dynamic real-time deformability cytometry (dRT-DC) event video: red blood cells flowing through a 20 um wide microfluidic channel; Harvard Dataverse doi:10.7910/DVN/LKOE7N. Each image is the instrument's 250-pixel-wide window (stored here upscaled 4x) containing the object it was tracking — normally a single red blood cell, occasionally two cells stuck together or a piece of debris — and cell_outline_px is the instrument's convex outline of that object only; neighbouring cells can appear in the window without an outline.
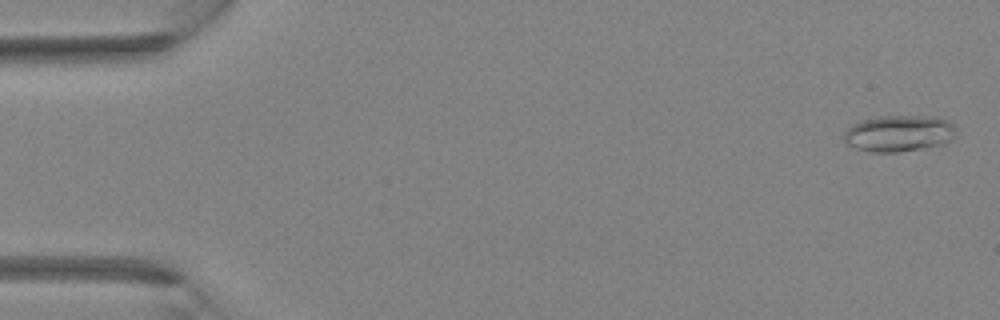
{"species": "Egyptian fruit bat (a non-hibernating species)", "species_latin": "Rousettus aegyptiacus", "temperature_condition": "room temperature", "stored_images_in_passage": 39, "camera_frame_rate_fps": 3000, "um_per_image_px": 0.085, "animal": {"sex": "female"}, "frame": {"image": 1, "passage_image": 1, "time_ms": 0.0, "image_size_px": [1000, 320], "cell_outline_px": [[952, 140], [944, 144], [924, 148], [900, 152], [872, 152], [856, 148], [848, 144], [844, 140], [844, 132], [852, 124], [860, 120], [876, 116], [936, 116], [948, 120], [952, 124]], "centroid_in_image_um": [76.37, 11.33], "position_along_channel_um": 8.6, "area_um2": 23.81}}
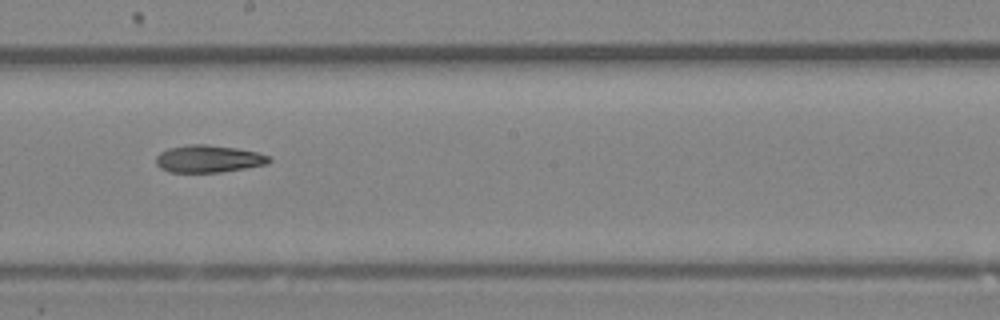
{"frame": {"image": 2, "passage_image": 22, "time_ms": 7.0, "image_size_px": [1000, 320], "cell_outline_px": [[272, 160], [268, 164], [220, 172], [168, 172], [160, 168], [156, 164], [156, 156], [160, 152], [168, 148], [188, 144], [208, 144], [236, 148], [256, 152], [272, 156]], "centroid_in_image_um": [17.72, 13.49], "position_along_channel_um": 230.5, "area_um2": 18.15}}
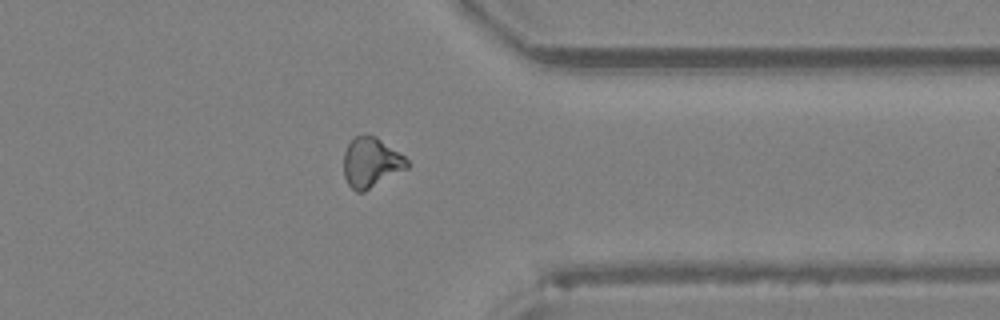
{"frame": {"image": 3, "passage_image": 31, "time_ms": 10.0, "image_size_px": [1000, 320], "cell_outline_px": [[408, 168], [364, 192], [356, 192], [348, 184], [344, 176], [344, 152], [348, 144], [356, 136], [376, 136], [404, 156], [408, 160]], "centroid_in_image_um": [31.54, 13.84], "position_along_channel_um": 379.9, "area_um2": 18.26}}